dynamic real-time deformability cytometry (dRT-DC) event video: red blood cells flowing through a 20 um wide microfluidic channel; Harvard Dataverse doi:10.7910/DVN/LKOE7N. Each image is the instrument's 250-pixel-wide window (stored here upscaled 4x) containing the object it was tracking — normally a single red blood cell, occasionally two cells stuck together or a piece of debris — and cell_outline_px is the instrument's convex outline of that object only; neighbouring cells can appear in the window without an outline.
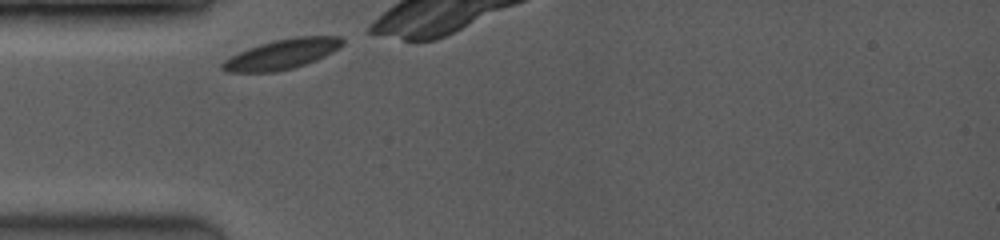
{"species": "common noctule bat (a hibernating species)", "species_latin": "Nyctalus noctula", "temperature_condition": "room temperature", "stored_images_in_passage": 3, "camera_frame_rate_fps": 3500, "um_per_image_px": 0.085, "animal": {"sex": "female", "body_mass_g": 19.0, "forearm_length_mm": 53.3}, "frame": {"image": 1, "passage_image": 1, "time_ms": 0.0, "image_size_px": [1000, 240], "cell_outline_px": [[344, 44], [340, 48], [316, 60], [292, 68], [272, 72], [228, 72], [220, 68], [220, 64], [224, 60], [248, 48], [260, 44], [276, 40], [296, 36], [340, 36], [344, 40]], "centroid_in_image_um": [23.99, 4.6], "position_along_channel_um": 61.0, "area_um2": 20.81}}